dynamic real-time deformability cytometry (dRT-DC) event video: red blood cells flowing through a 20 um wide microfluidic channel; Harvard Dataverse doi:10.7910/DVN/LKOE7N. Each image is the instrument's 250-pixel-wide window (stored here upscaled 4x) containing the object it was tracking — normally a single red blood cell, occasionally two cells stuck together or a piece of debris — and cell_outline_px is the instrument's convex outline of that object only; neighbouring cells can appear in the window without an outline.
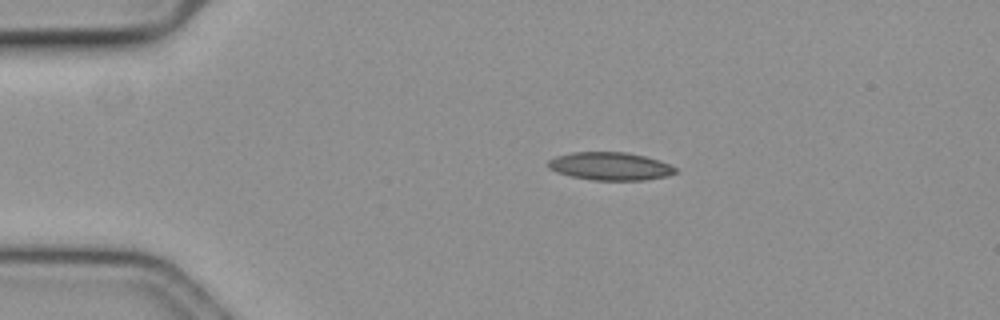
{"species": "common noctule bat (a hibernating species)", "species_latin": "Nyctalus noctula", "temperature_condition": "cold", "stored_images_in_passage": 46, "camera_frame_rate_fps": 3000, "um_per_image_px": 0.085, "animal": {"sex": "female", "body_mass_g": 19.3, "forearm_length_mm": 54.1}, "frame": {"image": 1, "passage_image": 1, "time_ms": 0.0, "image_size_px": [1000, 320], "cell_outline_px": [[676, 172], [664, 176], [644, 180], [592, 180], [572, 176], [556, 172], [548, 168], [548, 160], [556, 156], [572, 152], [628, 152], [644, 156], [668, 164], [676, 168]], "centroid_in_image_um": [51.81, 14.12], "position_along_channel_um": 33.2, "area_um2": 20.52}}
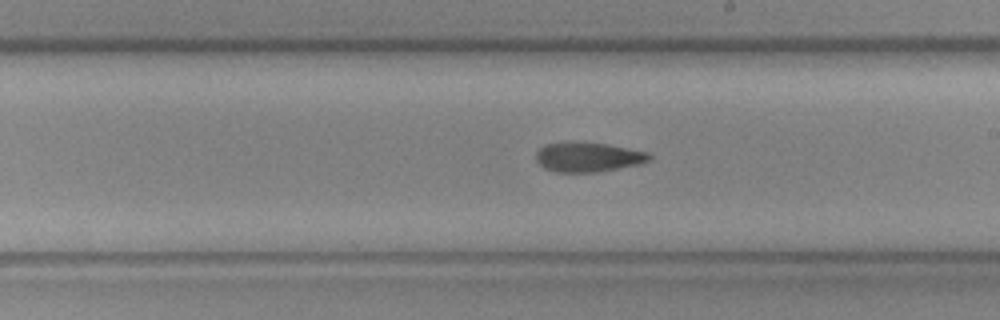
{"frame": {"image": 2, "passage_image": 22, "time_ms": 7.0, "image_size_px": [1000, 320], "cell_outline_px": [[652, 160], [640, 164], [600, 172], [556, 172], [544, 168], [536, 160], [536, 152], [544, 144], [568, 140], [604, 144], [648, 152], [652, 156]], "centroid_in_image_um": [49.97, 13.34], "position_along_channel_um": 239.0, "area_um2": 19.88}}
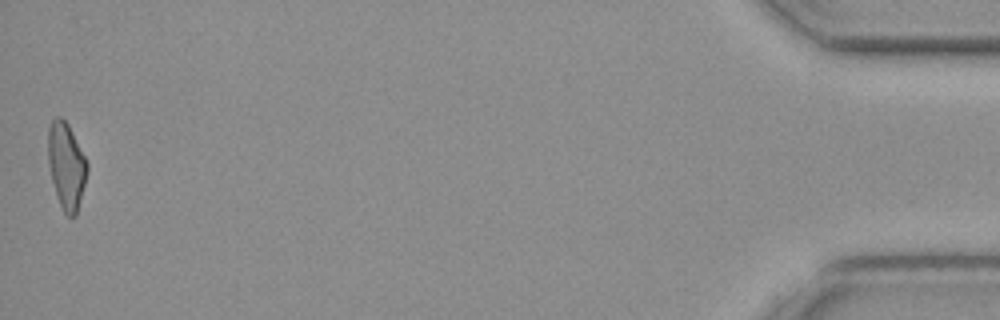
{"frame": {"image": 3, "passage_image": 46, "time_ms": 15.0, "image_size_px": [1000, 320], "cell_outline_px": [[88, 168], [76, 216], [68, 216], [64, 212], [56, 196], [48, 164], [48, 128], [52, 120], [56, 116], [60, 116], [68, 124], [88, 164]], "centroid_in_image_um": [5.62, 14.08], "position_along_channel_um": 429.6, "area_um2": 19.42}, "authors_computed_cell_mechanics": {"area_um2": 20.3167, "velocity_mm_per_s": 3.6431, "shape_relaxation_time_tau1_ms": null, "shape_relaxation_time_tau2_ms": 9.5415, "deformation_change_tau1": null, "deformation_change_tau2": 0.1811}}